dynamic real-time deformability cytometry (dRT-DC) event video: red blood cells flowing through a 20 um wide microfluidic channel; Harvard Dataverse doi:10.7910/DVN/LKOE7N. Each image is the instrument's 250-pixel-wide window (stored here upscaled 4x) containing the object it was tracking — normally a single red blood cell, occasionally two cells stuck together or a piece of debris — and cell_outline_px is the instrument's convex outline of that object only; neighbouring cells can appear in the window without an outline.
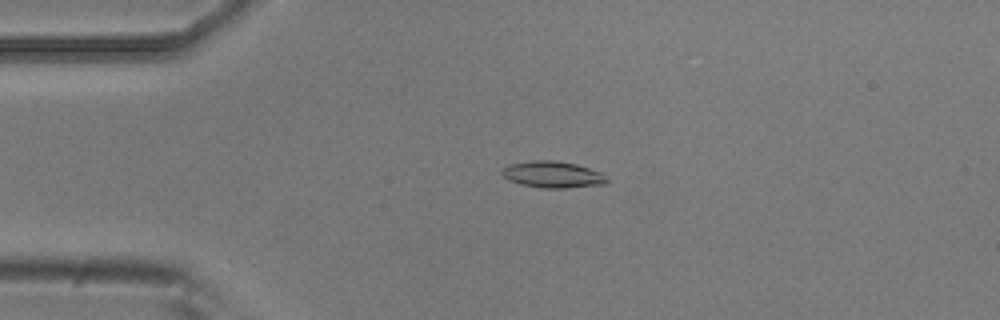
{"species": "common noctule bat (a hibernating species)", "species_latin": "Nyctalus noctula", "temperature_condition": "room temperature", "stored_images_in_passage": 1, "camera_frame_rate_fps": 3000, "um_per_image_px": 0.085, "animal": {"sex": "male", "body_mass_g": 20.5, "forearm_length_mm": 52.5}, "frame": {"image": 1, "passage_image": 1, "time_ms": 0.0, "image_size_px": [1000, 320], "cell_outline_px": [[608, 180], [604, 184], [564, 188], [544, 188], [520, 184], [508, 180], [500, 172], [504, 168], [512, 164], [536, 160], [552, 160], [576, 164], [600, 172]], "centroid_in_image_um": [46.96, 14.84], "position_along_channel_um": 38.0, "area_um2": 15.9}}